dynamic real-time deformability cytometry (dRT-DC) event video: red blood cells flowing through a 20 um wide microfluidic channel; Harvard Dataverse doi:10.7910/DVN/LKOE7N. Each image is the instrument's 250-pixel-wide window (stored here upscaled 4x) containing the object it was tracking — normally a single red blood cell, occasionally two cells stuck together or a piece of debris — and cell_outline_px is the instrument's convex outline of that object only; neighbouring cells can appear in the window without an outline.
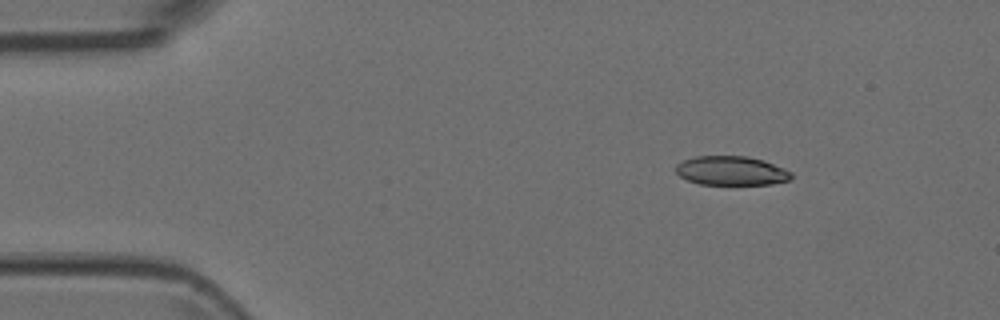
{"species": "Egyptian fruit bat (a non-hibernating species)", "species_latin": "Rousettus aegyptiacus", "temperature_condition": "room temperature", "stored_images_in_passage": 5, "camera_frame_rate_fps": 3000, "um_per_image_px": 0.085, "animal": {"sex": "female"}, "frame": {"image": 1, "passage_image": 2, "time_ms": 0.333, "image_size_px": [1000, 320], "cell_outline_px": [[792, 176], [788, 180], [772, 184], [700, 184], [688, 180], [680, 176], [676, 172], [676, 164], [684, 160], [696, 156], [748, 156], [764, 160], [784, 168], [792, 172]], "centroid_in_image_um": [62.17, 14.5], "position_along_channel_um": 22.8, "area_um2": 19.54}}
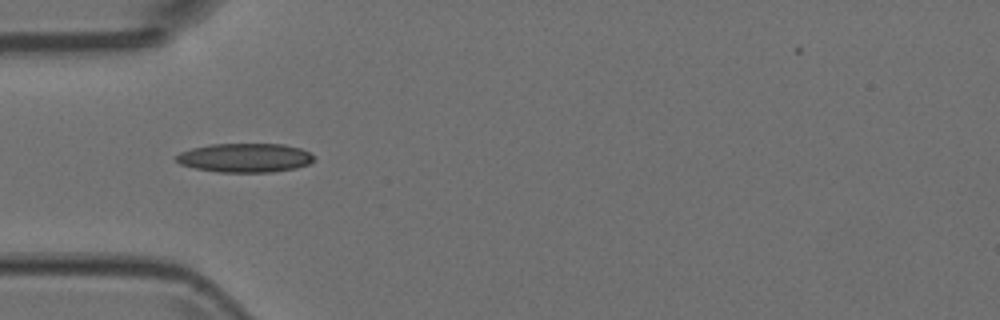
{"frame": {"image": 2, "passage_image": 4, "time_ms": 1.0, "image_size_px": [1000, 320], "cell_outline_px": [[312, 160], [308, 164], [296, 168], [272, 172], [220, 172], [196, 168], [180, 164], [176, 160], [176, 156], [180, 152], [192, 148], [208, 144], [284, 144], [300, 148], [308, 152], [312, 156]], "centroid_in_image_um": [20.8, 13.41], "position_along_channel_um": 64.2, "area_um2": 23.12}}
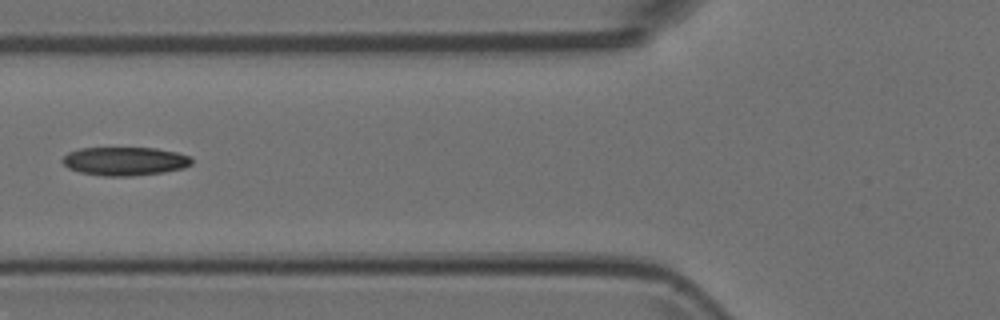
{"frame": {"image": 3, "passage_image": 5, "time_ms": 1.333, "image_size_px": [1000, 320], "cell_outline_px": [[192, 164], [184, 168], [164, 172], [132, 176], [104, 176], [80, 172], [68, 168], [60, 160], [68, 152], [80, 148], [156, 148], [176, 152], [192, 156]], "centroid_in_image_um": [10.62, 13.7], "position_along_channel_um": 115.2, "area_um2": 21.62}}